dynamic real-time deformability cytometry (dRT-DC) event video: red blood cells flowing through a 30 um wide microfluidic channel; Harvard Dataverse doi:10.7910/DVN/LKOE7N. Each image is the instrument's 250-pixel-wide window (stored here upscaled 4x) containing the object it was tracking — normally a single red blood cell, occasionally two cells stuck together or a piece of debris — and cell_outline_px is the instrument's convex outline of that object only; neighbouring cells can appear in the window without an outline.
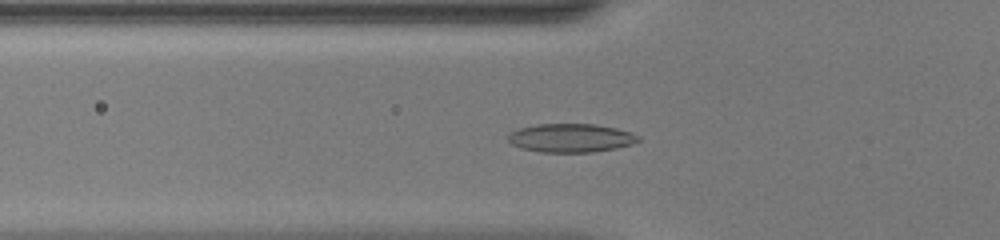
{"species": "common noctule bat (a hibernating species)", "species_latin": "Nyctalus noctula", "temperature_condition": "warm", "stored_images_in_passage": 49, "camera_frame_rate_fps": 3000, "um_per_image_px": 0.085, "animal": {"sex": "female", "body_mass_g": 20.0, "forearm_length_mm": 54.0}, "frame": {"image": 1, "passage_image": 17, "time_ms": 5.333, "image_size_px": [1000, 240], "cell_outline_px": [[640, 140], [632, 144], [616, 148], [592, 152], [540, 152], [520, 148], [512, 144], [508, 140], [508, 132], [520, 128], [536, 124], [596, 124], [616, 128], [640, 136]], "centroid_in_image_um": [48.49, 11.72], "position_along_channel_um": 77.3, "area_um2": 21.73}}
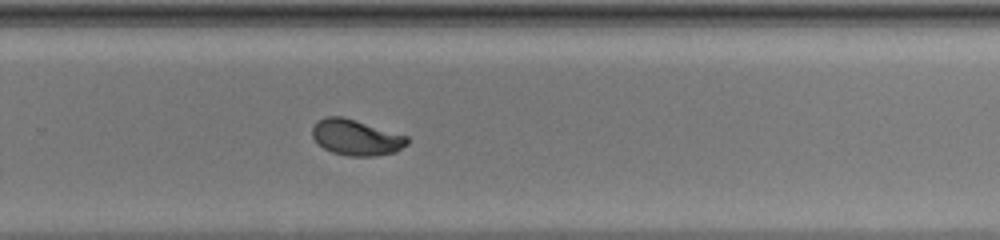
{"frame": {"image": 2, "passage_image": 33, "time_ms": 10.667, "image_size_px": [1000, 240], "cell_outline_px": [[408, 144], [396, 152], [376, 156], [348, 156], [332, 152], [324, 148], [312, 136], [312, 128], [316, 120], [324, 116], [344, 116], [408, 136]], "centroid_in_image_um": [30.27, 11.67], "position_along_channel_um": 299.5, "area_um2": 20.0}}
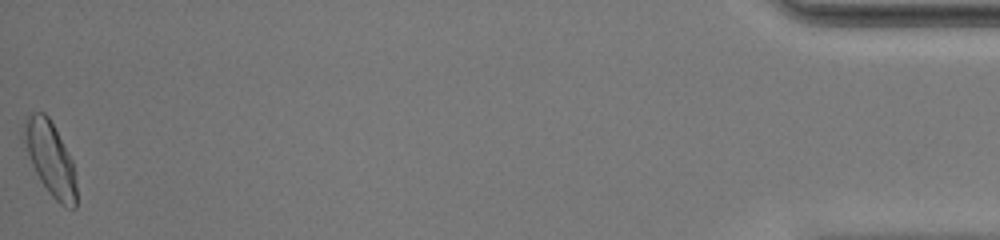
{"frame": {"image": 3, "passage_image": 49, "time_ms": 16.0, "image_size_px": [1000, 240], "cell_outline_px": [[76, 208], [72, 208], [60, 204], [48, 192], [40, 180], [32, 164], [24, 140], [24, 120], [28, 112], [44, 112], [48, 116], [72, 160], [76, 184]], "centroid_in_image_um": [4.27, 13.47], "position_along_channel_um": 430.9, "area_um2": 22.02}, "authors_computed_cell_mechanics": {"area_um2": 20.1144, "velocity_mm_per_s": 4.169, "shape_relaxation_time_tau1_ms": 4.1291, "shape_relaxation_time_tau2_ms": null, "deformation_change_tau1": 0.18, "deformation_change_tau2": null}}